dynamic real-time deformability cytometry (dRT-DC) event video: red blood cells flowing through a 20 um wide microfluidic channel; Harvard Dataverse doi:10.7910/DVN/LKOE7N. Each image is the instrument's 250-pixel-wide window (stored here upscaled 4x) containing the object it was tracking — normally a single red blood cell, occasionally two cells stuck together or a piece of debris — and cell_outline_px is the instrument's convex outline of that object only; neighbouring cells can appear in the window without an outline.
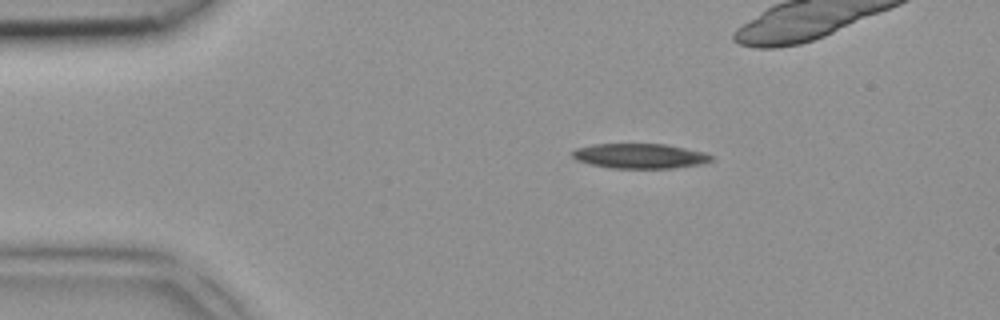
{"species": "common noctule bat (a hibernating species)", "species_latin": "Nyctalus noctula", "temperature_condition": "room temperature", "stored_images_in_passage": 3, "camera_frame_rate_fps": 3000, "um_per_image_px": 0.085, "animal": {"sex": "female", "body_mass_g": 18.4}, "frame": {"image": 1, "passage_image": 1, "time_ms": 0.0, "image_size_px": [1000, 320], "cell_outline_px": [[716, 160], [700, 164], [672, 168], [612, 168], [592, 164], [576, 160], [572, 156], [572, 152], [576, 148], [592, 144], [664, 144], [704, 152], [712, 156]], "centroid_in_image_um": [54.4, 13.26], "position_along_channel_um": 30.6, "area_um2": 20.06}}